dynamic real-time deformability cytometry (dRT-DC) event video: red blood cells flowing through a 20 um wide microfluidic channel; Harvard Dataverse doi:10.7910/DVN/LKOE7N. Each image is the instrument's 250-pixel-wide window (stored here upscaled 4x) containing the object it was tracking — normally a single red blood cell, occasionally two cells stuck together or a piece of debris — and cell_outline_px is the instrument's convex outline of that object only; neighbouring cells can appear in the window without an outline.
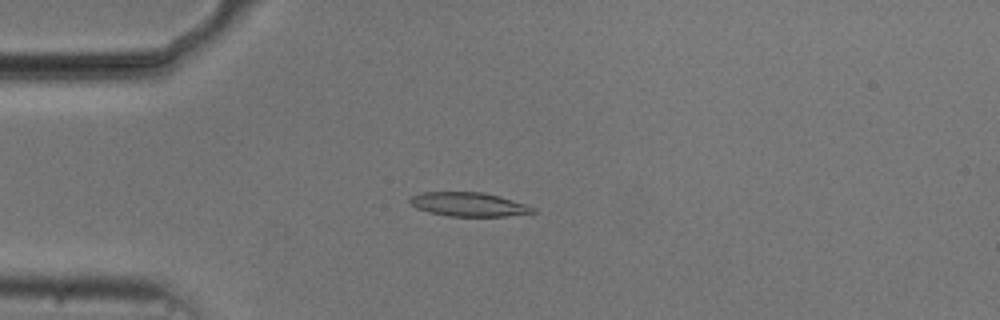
{"species": "common noctule bat (a hibernating species)", "species_latin": "Nyctalus noctula", "temperature_condition": "cold", "stored_images_in_passage": 53, "camera_frame_rate_fps": 3000, "um_per_image_px": 0.085, "animal": {"sex": "male", "body_mass_g": 20.5, "forearm_length_mm": 52.5}, "frame": {"image": 1, "passage_image": 13, "time_ms": 4.0, "image_size_px": [1000, 320], "cell_outline_px": [[536, 212], [508, 216], [448, 216], [428, 212], [416, 208], [408, 204], [408, 200], [412, 196], [424, 192], [484, 192], [500, 196], [528, 204], [536, 208]], "centroid_in_image_um": [39.85, 17.37], "position_along_channel_um": 45.2, "area_um2": 17.4}}
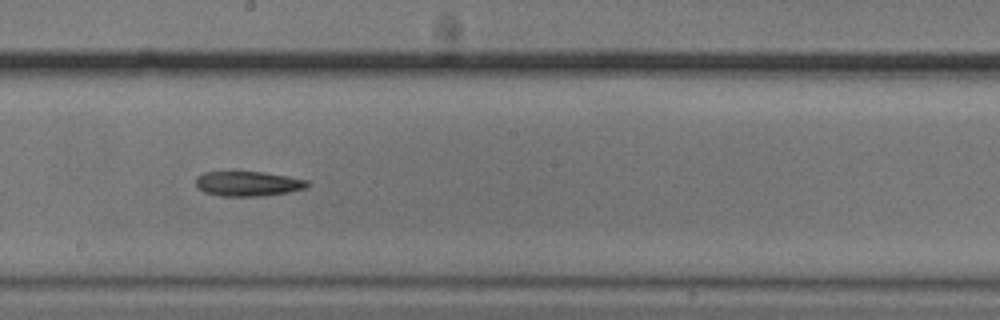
{"frame": {"image": 2, "passage_image": 29, "time_ms": 9.333, "image_size_px": [1000, 320], "cell_outline_px": [[308, 184], [304, 188], [288, 192], [260, 196], [220, 196], [204, 192], [196, 184], [196, 176], [204, 172], [264, 172], [308, 180]], "centroid_in_image_um": [21.05, 15.61], "position_along_channel_um": 227.2, "area_um2": 15.95}}
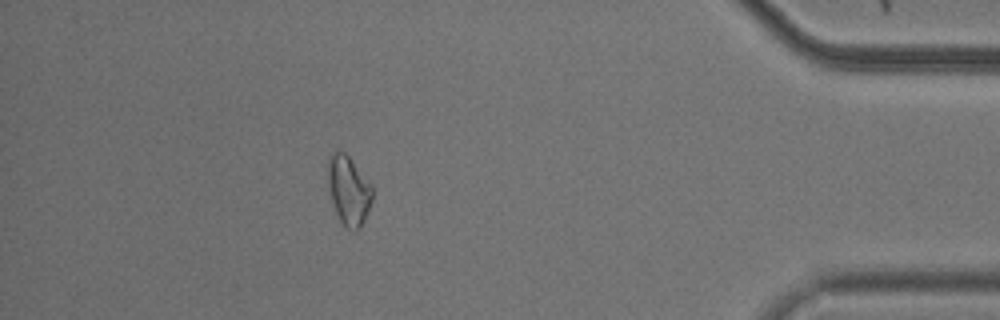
{"frame": {"image": 3, "passage_image": 47, "time_ms": 15.333, "image_size_px": [1000, 320], "cell_outline_px": [[372, 200], [368, 212], [360, 228], [356, 232], [352, 232], [340, 220], [336, 212], [328, 192], [328, 156], [332, 152], [344, 152], [348, 156], [372, 184]], "centroid_in_image_um": [29.63, 16.2], "position_along_channel_um": 405.6, "area_um2": 17.98}, "authors_computed_cell_mechanics": {"area_um2": 17.051, "velocity_mm_per_s": 3.747, "shape_relaxation_time_tau1_ms": 3.8332, "shape_relaxation_time_tau2_ms": null, "deformation_change_tau1": 0.1287, "deformation_change_tau2": null}}